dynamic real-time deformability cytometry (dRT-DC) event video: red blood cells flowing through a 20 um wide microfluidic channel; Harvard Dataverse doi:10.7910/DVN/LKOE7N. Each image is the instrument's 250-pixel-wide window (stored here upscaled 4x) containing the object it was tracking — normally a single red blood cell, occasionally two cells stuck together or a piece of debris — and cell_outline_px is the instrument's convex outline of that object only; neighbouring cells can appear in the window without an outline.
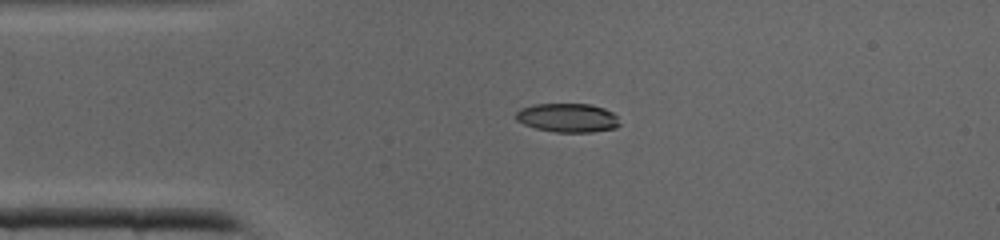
{"species": "common noctule bat (a hibernating species)", "species_latin": "Nyctalus noctula", "temperature_condition": "cold", "stored_images_in_passage": 41, "camera_frame_rate_fps": 3000, "um_per_image_px": 0.085, "animal": {"sex": "male", "body_mass_g": 19.0, "forearm_length_mm": 50.8}, "frame": {"image": 1, "passage_image": 9, "time_ms": 2.667, "image_size_px": [1000, 240], "cell_outline_px": [[620, 124], [616, 128], [592, 132], [556, 132], [536, 128], [524, 124], [516, 120], [516, 112], [520, 108], [536, 104], [588, 104], [604, 108], [612, 112], [616, 116]], "centroid_in_image_um": [48.25, 10.01], "position_along_channel_um": 36.8, "area_um2": 17.4}}
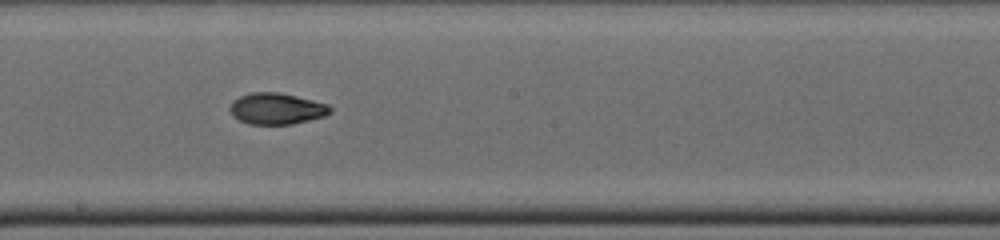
{"frame": {"image": 2, "passage_image": 22, "time_ms": 7.0, "image_size_px": [1000, 240], "cell_outline_px": [[332, 112], [324, 116], [292, 124], [248, 124], [232, 116], [228, 108], [232, 100], [240, 96], [252, 92], [280, 92], [328, 104], [332, 108]], "centroid_in_image_um": [23.48, 9.23], "position_along_channel_um": 224.7, "area_um2": 18.38}}
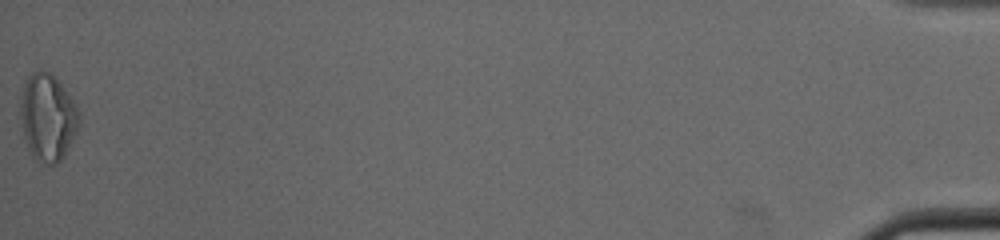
{"frame": {"image": 3, "passage_image": 41, "time_ms": 13.333, "image_size_px": [1000, 240], "cell_outline_px": [[80, 120], [76, 132], [64, 156], [56, 164], [40, 164], [28, 152], [24, 136], [20, 112], [20, 104], [24, 84], [28, 76], [32, 72], [40, 68], [52, 72], [56, 76], [80, 112]], "centroid_in_image_um": [4.04, 9.96], "position_along_channel_um": 431.2, "area_um2": 30.06}}